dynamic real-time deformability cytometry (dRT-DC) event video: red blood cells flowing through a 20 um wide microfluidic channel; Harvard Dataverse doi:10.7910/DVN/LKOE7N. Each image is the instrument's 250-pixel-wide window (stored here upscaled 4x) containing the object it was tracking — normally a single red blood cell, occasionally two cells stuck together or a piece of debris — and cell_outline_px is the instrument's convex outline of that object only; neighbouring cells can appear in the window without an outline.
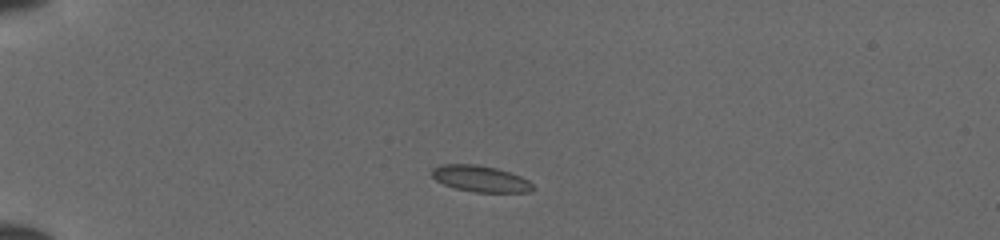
{"species": "common noctule bat (a hibernating species)", "species_latin": "Nyctalus noctula", "temperature_condition": "cold", "stored_images_in_passage": 37, "camera_frame_rate_fps": 3000, "um_per_image_px": 0.085, "animal": {"sex": "female", "body_mass_g": 19.5, "forearm_length_mm": 54.1}, "frame": {"image": 1, "passage_image": 1, "time_ms": 0.0, "image_size_px": [1000, 240], "cell_outline_px": [[536, 188], [528, 192], [476, 192], [456, 188], [444, 184], [436, 180], [432, 176], [432, 168], [440, 164], [476, 164], [496, 168], [520, 176], [528, 180]], "centroid_in_image_um": [40.83, 15.18], "position_along_channel_um": 44.2, "area_um2": 15.37}}
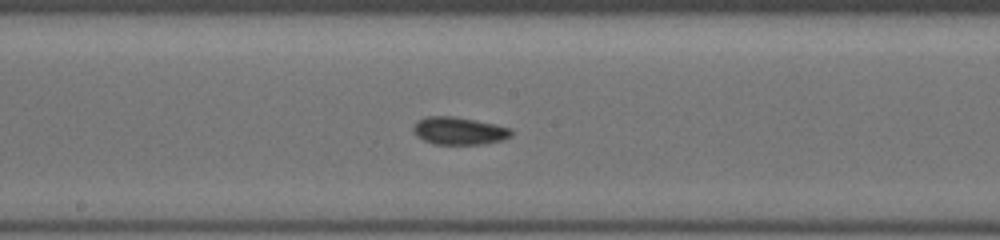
{"frame": {"image": 2, "passage_image": 16, "time_ms": 5.0, "image_size_px": [1000, 240], "cell_outline_px": [[512, 136], [504, 140], [484, 144], [436, 144], [424, 140], [416, 136], [412, 132], [412, 128], [420, 120], [428, 116], [452, 116], [496, 124], [512, 128]], "centroid_in_image_um": [39.06, 11.13], "position_along_channel_um": 209.1, "area_um2": 15.78}}
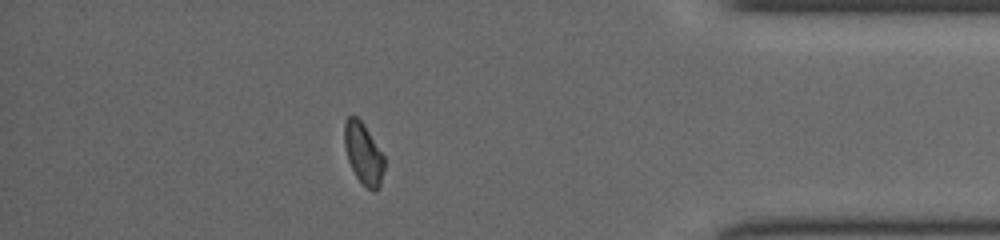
{"frame": {"image": 3, "passage_image": 32, "time_ms": 10.333, "image_size_px": [1000, 240], "cell_outline_px": [[384, 168], [380, 184], [372, 192], [356, 176], [348, 160], [344, 144], [344, 120], [348, 116], [356, 116], [364, 124], [384, 156]], "centroid_in_image_um": [30.87, 13.01], "position_along_channel_um": 404.3, "area_um2": 14.05}}